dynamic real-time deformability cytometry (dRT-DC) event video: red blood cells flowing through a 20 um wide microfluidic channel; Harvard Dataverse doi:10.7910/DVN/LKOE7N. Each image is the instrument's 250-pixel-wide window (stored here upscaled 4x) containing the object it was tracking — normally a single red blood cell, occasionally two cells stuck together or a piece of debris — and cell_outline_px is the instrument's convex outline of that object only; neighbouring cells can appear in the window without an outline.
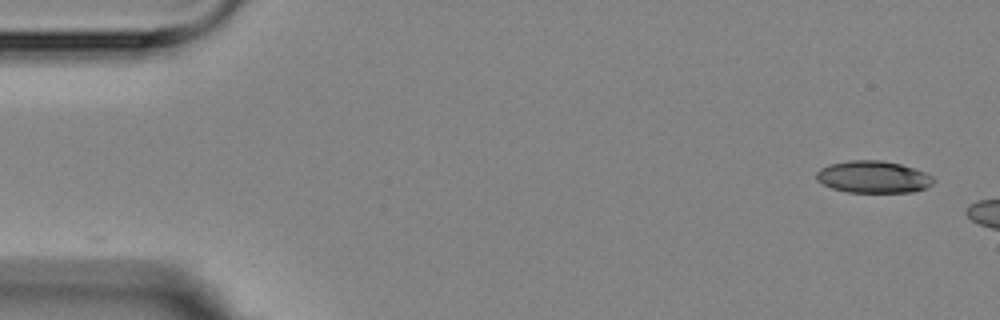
{"species": "Egyptian fruit bat (a non-hibernating species)", "species_latin": "Rousettus aegyptiacus", "temperature_condition": "room temperature", "stored_images_in_passage": 3, "camera_frame_rate_fps": 3000, "um_per_image_px": 0.085, "animal": {"sex": "female"}, "frame": {"image": 1, "passage_image": 1, "time_ms": 0.0, "image_size_px": [1000, 320], "cell_outline_px": [[936, 180], [932, 184], [924, 188], [912, 192], [848, 192], [832, 188], [816, 180], [816, 172], [820, 168], [828, 164], [848, 160], [880, 160], [900, 164], [924, 172], [932, 176]], "centroid_in_image_um": [74.2, 15.03], "position_along_channel_um": 10.8, "area_um2": 21.85}}